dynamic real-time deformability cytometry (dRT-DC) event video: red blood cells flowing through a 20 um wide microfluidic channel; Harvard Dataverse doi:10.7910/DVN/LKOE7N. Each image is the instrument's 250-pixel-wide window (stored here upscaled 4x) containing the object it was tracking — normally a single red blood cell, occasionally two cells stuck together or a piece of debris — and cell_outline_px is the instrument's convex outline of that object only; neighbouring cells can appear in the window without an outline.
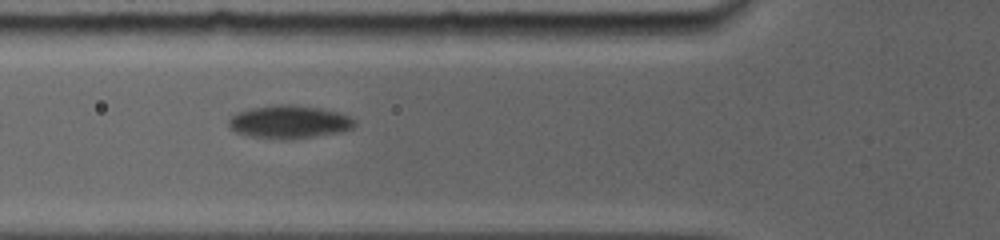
{"species": "common noctule bat (a hibernating species)", "species_latin": "Nyctalus noctula", "temperature_condition": "room temperature", "stored_images_in_passage": 52, "camera_frame_rate_fps": 5000, "um_per_image_px": 0.085, "animal": {"sex": "female", "body_mass_g": 19.0, "forearm_length_mm": 56.7}, "frame": {"image": 1, "passage_image": 3, "time_ms": 0.8, "image_size_px": [1000, 240], "cell_outline_px": [[356, 124], [352, 128], [340, 132], [288, 140], [280, 140], [248, 136], [236, 132], [228, 128], [228, 116], [236, 112], [248, 108], [272, 104], [292, 104], [320, 108], [336, 112], [348, 116], [356, 120]], "centroid_in_image_um": [24.5, 10.36], "position_along_channel_um": 101.3, "area_um2": 24.74}}
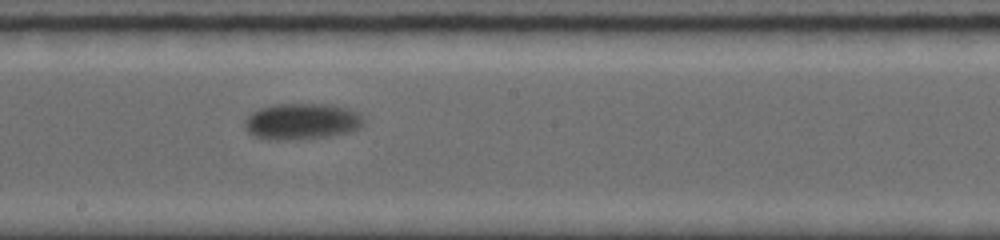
{"frame": {"image": 2, "passage_image": 18, "time_ms": 4.2, "image_size_px": [1000, 240], "cell_outline_px": [[364, 124], [360, 128], [352, 132], [328, 136], [296, 140], [276, 140], [256, 136], [248, 132], [244, 124], [244, 120], [252, 112], [260, 108], [276, 104], [328, 104], [348, 108], [356, 112], [364, 120]], "centroid_in_image_um": [25.67, 10.32], "position_along_channel_um": 222.5, "area_um2": 25.14}}
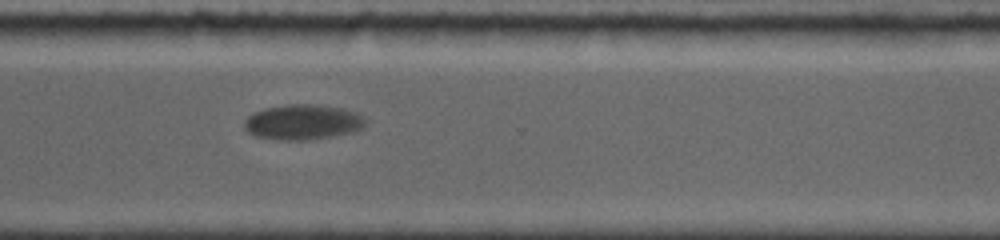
{"frame": {"image": 3, "passage_image": 36, "time_ms": 7.6, "image_size_px": [1000, 240], "cell_outline_px": [[364, 124], [360, 128], [352, 132], [304, 140], [280, 140], [256, 136], [248, 132], [244, 128], [244, 120], [248, 116], [264, 108], [288, 104], [312, 104], [340, 108], [356, 112], [364, 120]], "centroid_in_image_um": [25.67, 10.37], "position_along_channel_um": 344.9, "area_um2": 24.39}}